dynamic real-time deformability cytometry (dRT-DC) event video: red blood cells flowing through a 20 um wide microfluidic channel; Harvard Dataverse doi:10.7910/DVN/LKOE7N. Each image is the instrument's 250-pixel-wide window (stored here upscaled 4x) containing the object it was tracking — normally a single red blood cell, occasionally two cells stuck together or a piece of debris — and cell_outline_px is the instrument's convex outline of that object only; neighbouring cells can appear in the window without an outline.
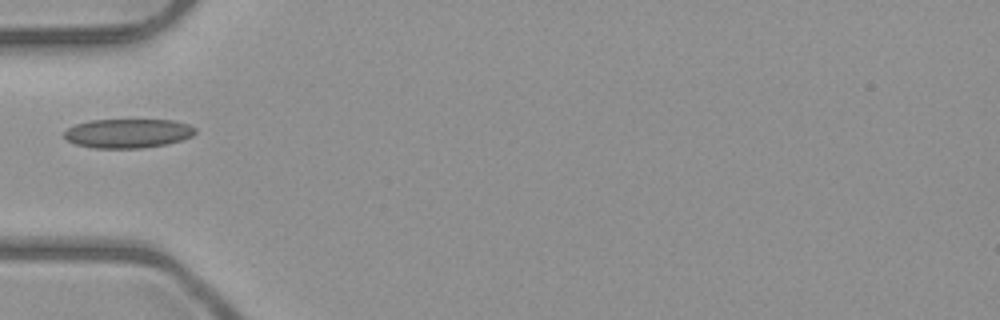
{"species": "common noctule bat (a hibernating species)", "species_latin": "Nyctalus noctula", "temperature_condition": "room temperature", "stored_images_in_passage": 3, "camera_frame_rate_fps": 3000, "um_per_image_px": 0.085, "animal": {"sex": "male", "body_mass_g": 23.1, "forearm_length_mm": 52.7}, "frame": {"image": 1, "passage_image": 1, "time_ms": 0.0, "image_size_px": [1000, 320], "cell_outline_px": [[196, 132], [192, 136], [180, 140], [164, 144], [140, 148], [92, 148], [76, 144], [68, 140], [64, 136], [64, 132], [68, 128], [76, 124], [92, 120], [172, 120], [188, 124], [196, 128]], "centroid_in_image_um": [10.87, 11.33], "position_along_channel_um": 74.1, "area_um2": 22.08}}
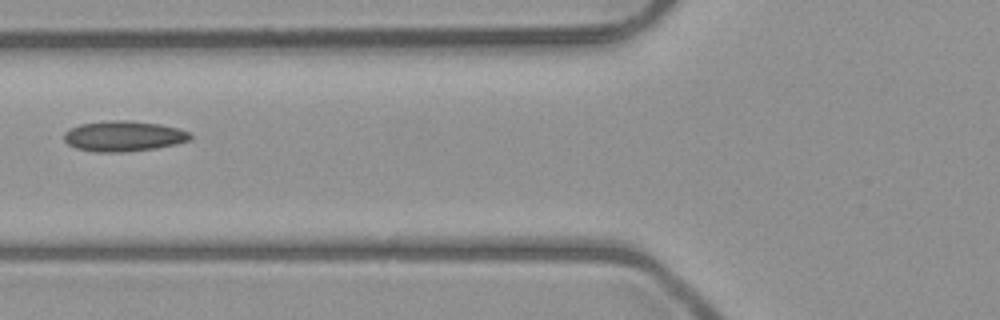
{"frame": {"image": 2, "passage_image": 2, "time_ms": 1.0, "image_size_px": [1000, 320], "cell_outline_px": [[192, 136], [188, 140], [176, 144], [156, 148], [124, 152], [96, 152], [76, 148], [68, 144], [64, 140], [64, 132], [80, 124], [108, 120], [132, 120], [160, 124], [176, 128], [188, 132]], "centroid_in_image_um": [10.48, 11.57], "position_along_channel_um": 115.3, "area_um2": 22.37}}
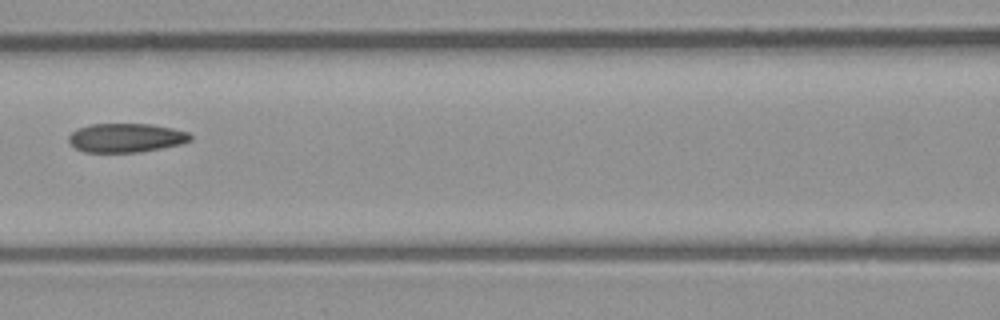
{"frame": {"image": 3, "passage_image": 3, "time_ms": 2.0, "image_size_px": [1000, 320], "cell_outline_px": [[192, 140], [180, 144], [140, 152], [84, 152], [76, 148], [68, 140], [68, 136], [72, 132], [88, 124], [152, 124], [172, 128], [188, 132], [192, 136]], "centroid_in_image_um": [10.72, 11.71], "position_along_channel_um": 155.9, "area_um2": 20.46}}